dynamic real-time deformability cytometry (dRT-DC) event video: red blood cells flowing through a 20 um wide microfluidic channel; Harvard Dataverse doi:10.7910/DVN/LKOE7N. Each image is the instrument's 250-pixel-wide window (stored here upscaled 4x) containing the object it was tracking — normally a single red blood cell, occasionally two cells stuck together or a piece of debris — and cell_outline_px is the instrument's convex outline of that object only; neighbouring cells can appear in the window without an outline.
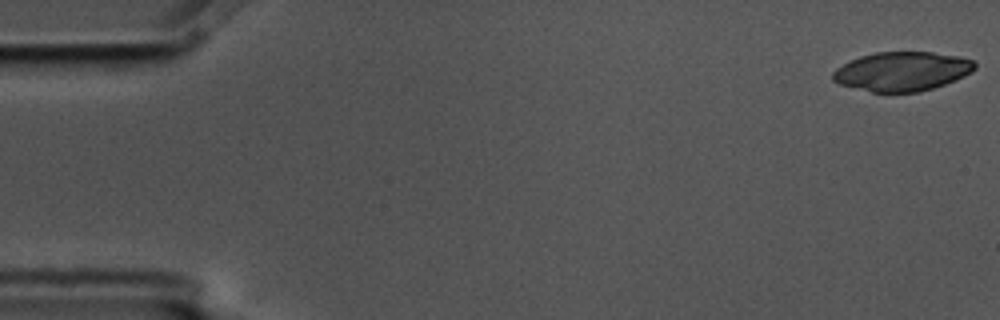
{"species": "common noctule bat (a hibernating species)", "species_latin": "Nyctalus noctula", "temperature_condition": "cold", "stored_images_in_passage": 5, "camera_frame_rate_fps": 3000, "um_per_image_px": 0.085, "animal": {"sex": "male", "body_mass_g": 17.5, "forearm_length_mm": 52.3}, "frame": {"image": 1, "passage_image": 1, "time_ms": 0.0, "image_size_px": [1000, 320], "cell_outline_px": [[976, 68], [972, 72], [956, 80], [920, 92], [872, 92], [840, 84], [832, 80], [832, 72], [836, 68], [860, 56], [876, 52], [932, 52], [960, 56], [972, 60], [976, 64]], "centroid_in_image_um": [76.69, 6.06], "position_along_channel_um": 8.3, "area_um2": 32.37}}